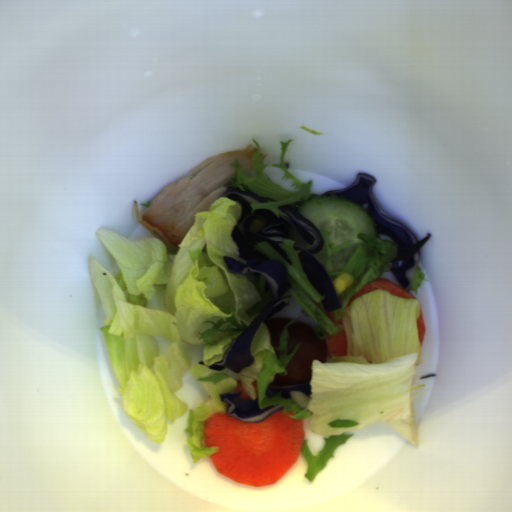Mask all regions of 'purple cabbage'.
Segmentation results:
<instances>
[{
  "instance_id": "c1f60e8f",
  "label": "purple cabbage",
  "mask_w": 512,
  "mask_h": 512,
  "mask_svg": "<svg viewBox=\"0 0 512 512\" xmlns=\"http://www.w3.org/2000/svg\"><path fill=\"white\" fill-rule=\"evenodd\" d=\"M239 187L227 186L220 197H227L239 203L241 217L231 231L239 258L223 256L226 269L231 274L245 275L252 273L265 279L264 292H269L272 300L254 317L248 327L229 345L219 360L208 366L214 371L229 369L240 373L246 366L253 364L254 358L250 352L251 341L266 319H271L288 307L291 298V283L288 279L287 268L279 260H271L258 251L255 243L268 242L280 257L293 265L290 257L279 245L284 240L294 241L293 250L298 251L297 258L302 271L307 276L311 286L324 296L321 301L326 312L341 309V301L335 292L334 283L326 268L313 255L324 247L322 231L310 220L305 218L291 205L279 208L283 214L276 216L270 209H255L250 203L266 204L275 199L259 196L250 191L246 185Z\"/></svg>"
},
{
  "instance_id": "f65ffa83",
  "label": "purple cabbage",
  "mask_w": 512,
  "mask_h": 512,
  "mask_svg": "<svg viewBox=\"0 0 512 512\" xmlns=\"http://www.w3.org/2000/svg\"><path fill=\"white\" fill-rule=\"evenodd\" d=\"M243 389L235 392H222L219 395L220 401L227 403L226 413L230 417L241 420L245 423H257L265 420L273 412L284 409L281 404L272 405L260 409L259 399H242L240 394Z\"/></svg>"
},
{
  "instance_id": "39781b68",
  "label": "purple cabbage",
  "mask_w": 512,
  "mask_h": 512,
  "mask_svg": "<svg viewBox=\"0 0 512 512\" xmlns=\"http://www.w3.org/2000/svg\"><path fill=\"white\" fill-rule=\"evenodd\" d=\"M312 390V386L310 382H302V383H290L286 385L281 386H275V387H267L265 390L264 395L266 397L272 398L274 397L278 392L280 393L281 398L284 399H292L290 395V391H299L305 396H310Z\"/></svg>"
},
{
  "instance_id": "ea28d5fd",
  "label": "purple cabbage",
  "mask_w": 512,
  "mask_h": 512,
  "mask_svg": "<svg viewBox=\"0 0 512 512\" xmlns=\"http://www.w3.org/2000/svg\"><path fill=\"white\" fill-rule=\"evenodd\" d=\"M376 178L370 173H358L355 180L346 188L323 192L321 196L351 199L359 203L374 220L377 236L391 242L396 250V256L389 261V270L381 273V278H387L404 290L407 294L412 284L413 275L420 261V250L430 240L432 233L418 241L416 236L399 220L386 217L377 207L373 197V185Z\"/></svg>"
}]
</instances>
